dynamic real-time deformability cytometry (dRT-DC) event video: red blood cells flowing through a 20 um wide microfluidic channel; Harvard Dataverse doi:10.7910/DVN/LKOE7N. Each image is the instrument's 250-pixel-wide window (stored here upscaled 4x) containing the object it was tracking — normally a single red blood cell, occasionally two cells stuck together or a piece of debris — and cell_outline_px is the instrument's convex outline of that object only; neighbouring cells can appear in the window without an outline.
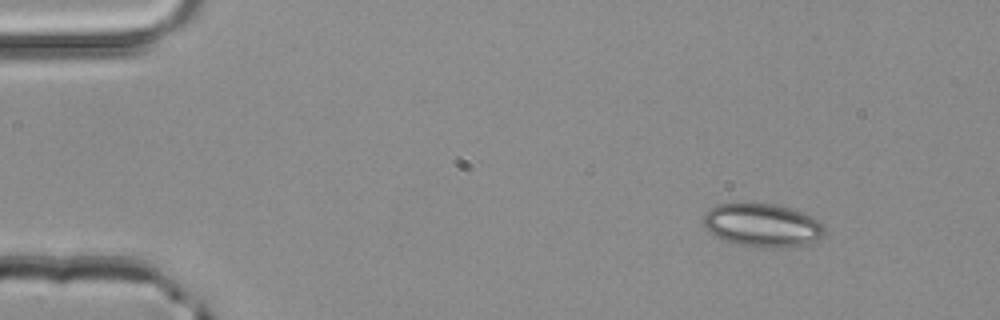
{"species": "common noctule bat (a hibernating species)", "species_latin": "Nyctalus noctula", "temperature_condition": "room temperature", "stored_images_in_passage": 3, "camera_frame_rate_fps": 3000, "um_per_image_px": 0.085, "animal": {"sex": "male", "body_mass_g": 20.4}, "frame": {"image": 1, "passage_image": 1, "time_ms": 0.0, "image_size_px": [1000, 320], "cell_outline_px": [[824, 232], [820, 240], [808, 244], [772, 248], [740, 244], [724, 240], [708, 232], [704, 224], [704, 212], [716, 204], [744, 200], [752, 200], [792, 208], [816, 220], [824, 228]], "centroid_in_image_um": [64.73, 19.09], "position_along_channel_um": 20.3, "area_um2": 31.04}}